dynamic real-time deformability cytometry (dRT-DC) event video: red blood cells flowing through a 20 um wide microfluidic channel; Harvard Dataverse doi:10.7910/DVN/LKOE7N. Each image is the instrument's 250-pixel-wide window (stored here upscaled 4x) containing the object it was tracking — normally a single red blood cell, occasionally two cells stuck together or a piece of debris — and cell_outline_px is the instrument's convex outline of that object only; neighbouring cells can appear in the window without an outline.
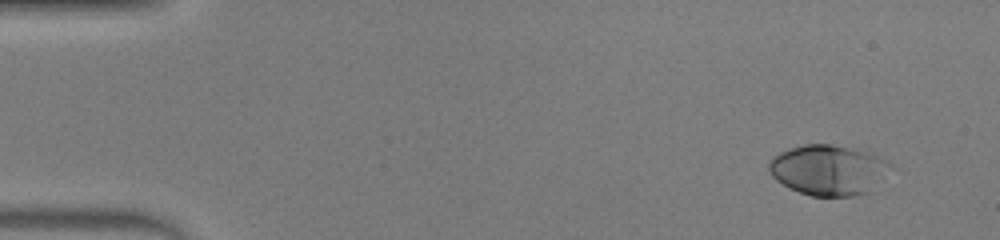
{"species": "human", "species_latin": "Homo sapiens", "temperature_condition": "warm", "stored_images_in_passage": 46, "camera_frame_rate_fps": 3000, "um_per_image_px": 0.085, "donor": {"sex": "male"}, "frame": {"image": 1, "passage_image": 1, "time_ms": 0.0, "image_size_px": [1000, 240], "cell_outline_px": [[900, 168], [872, 192], [856, 196], [812, 196], [800, 192], [776, 180], [772, 176], [768, 168], [768, 164], [772, 156], [788, 148], [804, 144], [832, 144], [864, 152], [888, 160]], "centroid_in_image_um": [70.55, 14.47], "position_along_channel_um": 14.4, "area_um2": 36.65}}
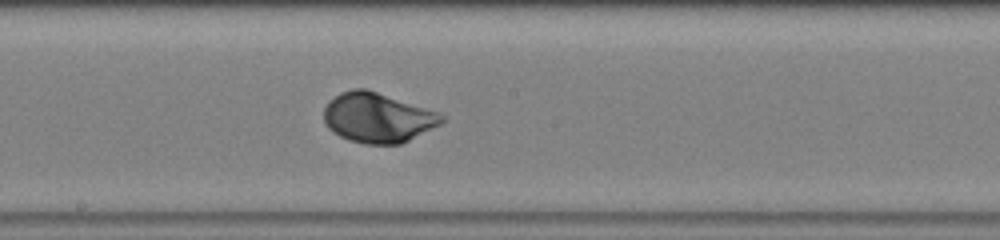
{"frame": {"image": 2, "passage_image": 24, "time_ms": 7.667, "image_size_px": [1000, 240], "cell_outline_px": [[444, 120], [440, 124], [400, 144], [364, 144], [348, 140], [332, 132], [324, 124], [324, 108], [340, 92], [352, 88], [364, 88], [440, 112], [444, 116]], "centroid_in_image_um": [32.08, 10.01], "position_along_channel_um": 216.1, "area_um2": 34.04}}
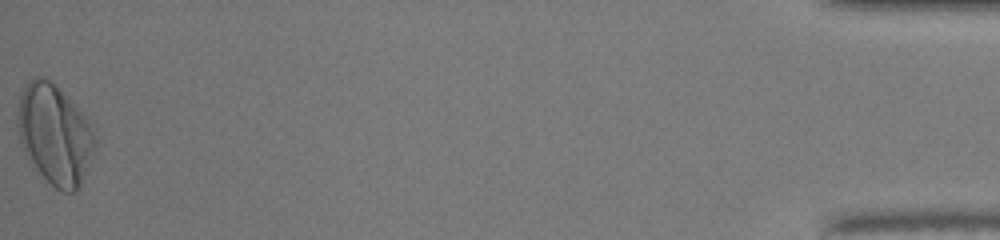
{"frame": {"image": 3, "passage_image": 46, "time_ms": 15.0, "image_size_px": [1000, 240], "cell_outline_px": [[96, 140], [92, 152], [80, 184], [76, 192], [60, 192], [28, 160], [20, 144], [16, 124], [16, 112], [20, 92], [24, 84], [28, 80], [36, 76], [44, 76], [80, 112], [92, 128]], "centroid_in_image_um": [4.56, 11.41], "position_along_channel_um": 430.6, "area_um2": 44.27}, "authors_computed_cell_mechanics": {"area_um2": 34.102, "velocity_mm_per_s": 4.2588, "shape_relaxation_time_tau1_ms": 2.5062, "shape_relaxation_time_tau2_ms": null, "deformation_change_tau1": 0.1839, "deformation_change_tau2": null}}